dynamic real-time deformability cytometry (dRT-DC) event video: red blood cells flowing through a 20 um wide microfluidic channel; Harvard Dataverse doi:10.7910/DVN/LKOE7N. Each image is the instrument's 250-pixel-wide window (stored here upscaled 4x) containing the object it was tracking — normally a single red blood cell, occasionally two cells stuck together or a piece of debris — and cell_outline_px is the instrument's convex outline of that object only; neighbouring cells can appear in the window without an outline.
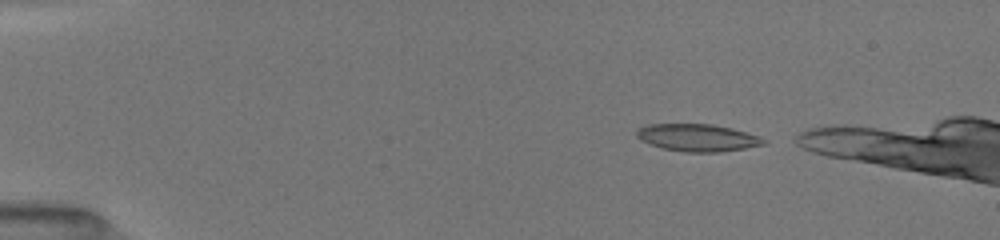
{"species": "common noctule bat (a hibernating species)", "species_latin": "Nyctalus noctula", "temperature_condition": "room temperature", "stored_images_in_passage": 16, "camera_frame_rate_fps": 3000, "um_per_image_px": 0.085, "animal": {"sex": "female", "body_mass_g": 19.5, "forearm_length_mm": 54.1}, "frame": {"image": 1, "passage_image": 4, "time_ms": 0.667, "image_size_px": [1000, 240], "cell_outline_px": [[768, 140], [764, 144], [744, 148], [720, 152], [684, 152], [660, 148], [640, 140], [636, 136], [636, 132], [640, 128], [648, 124], [712, 124], [732, 128], [760, 136]], "centroid_in_image_um": [59.29, 11.7], "position_along_channel_um": 25.7, "area_um2": 20.29}}
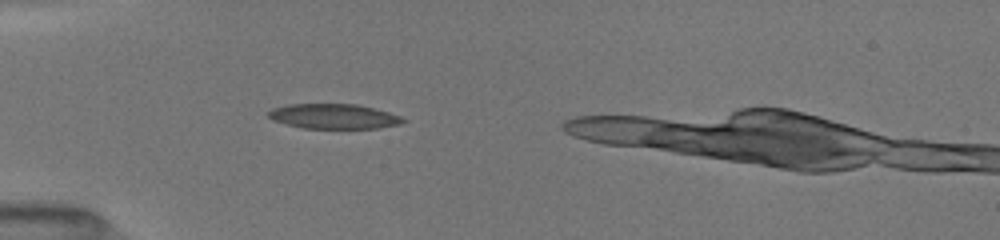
{"frame": {"image": 2, "passage_image": 14, "time_ms": 3.333, "image_size_px": [1000, 240], "cell_outline_px": [[408, 120], [400, 124], [376, 128], [304, 128], [272, 120], [268, 116], [268, 112], [272, 108], [288, 104], [356, 104], [388, 112], [400, 116]], "centroid_in_image_um": [28.36, 9.88], "position_along_channel_um": 56.6, "area_um2": 19.36}}